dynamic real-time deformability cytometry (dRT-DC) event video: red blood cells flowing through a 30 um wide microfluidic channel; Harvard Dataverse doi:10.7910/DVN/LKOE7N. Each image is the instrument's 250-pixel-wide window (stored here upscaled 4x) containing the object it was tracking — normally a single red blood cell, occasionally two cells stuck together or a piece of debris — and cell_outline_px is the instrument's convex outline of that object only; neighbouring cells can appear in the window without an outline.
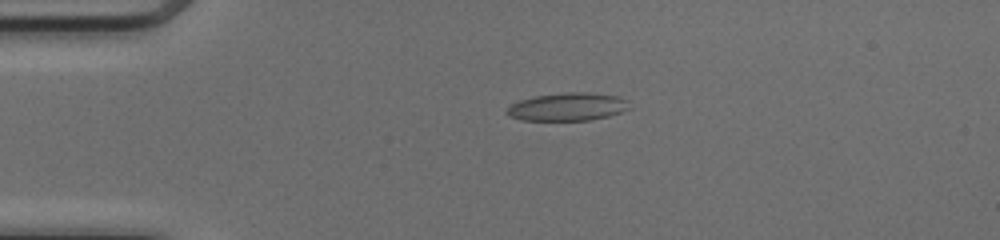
{"species": "common noctule bat (a hibernating species)", "species_latin": "Nyctalus noctula", "temperature_condition": "cold", "stored_images_in_passage": 39, "camera_frame_rate_fps": 3000, "um_per_image_px": 0.085, "animal": {"sex": "female", "body_mass_g": 17.0, "forearm_length_mm": 48.0}, "frame": {"image": 1, "passage_image": 1, "time_ms": 0.0, "image_size_px": [1000, 240], "cell_outline_px": [[632, 108], [608, 116], [588, 120], [520, 120], [508, 116], [504, 112], [512, 104], [520, 100], [532, 96], [564, 92], [584, 92], [620, 96], [628, 100]], "centroid_in_image_um": [48.25, 9.07], "position_along_channel_um": 36.7, "area_um2": 20.17}}
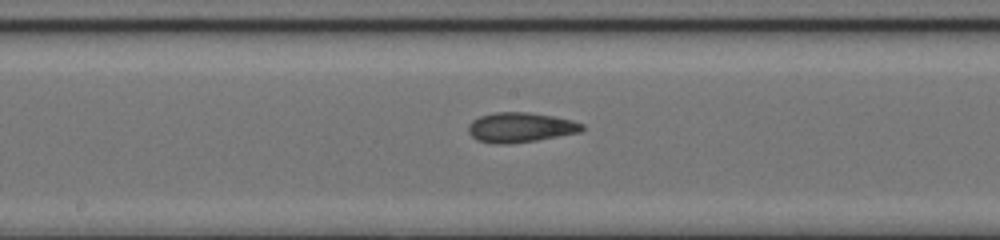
{"frame": {"image": 2, "passage_image": 16, "time_ms": 5.0, "image_size_px": [1000, 240], "cell_outline_px": [[584, 128], [580, 132], [536, 140], [508, 144], [496, 144], [476, 140], [468, 132], [468, 124], [472, 120], [480, 116], [496, 112], [528, 112], [552, 116], [572, 120], [584, 124]], "centroid_in_image_um": [44.21, 10.83], "position_along_channel_um": 204.0, "area_um2": 19.77}}
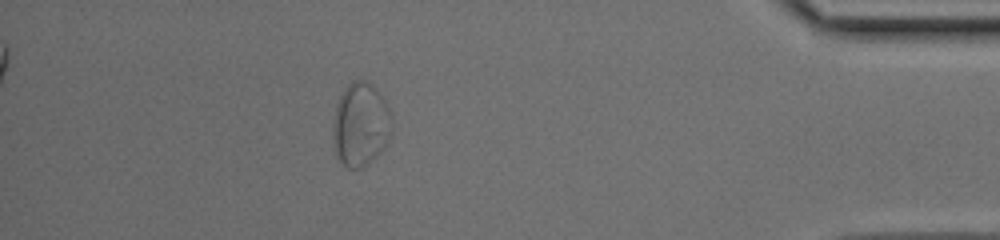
{"frame": {"image": 3, "passage_image": 34, "time_ms": 11.0, "image_size_px": [1000, 240], "cell_outline_px": [[392, 132], [380, 152], [368, 164], [360, 168], [348, 168], [340, 160], [336, 152], [332, 136], [336, 104], [344, 88], [352, 80], [364, 80], [372, 84], [384, 100], [392, 116]], "centroid_in_image_um": [30.65, 10.57], "position_along_channel_um": 404.5, "area_um2": 28.55}, "authors_computed_cell_mechanics": {"area_um2": 19.8832, "velocity_mm_per_s": 4.1232, "shape_relaxation_time_tau1_ms": null, "shape_relaxation_time_tau2_ms": 2.0907, "deformation_change_tau1": null, "deformation_change_tau2": 0.0829}}